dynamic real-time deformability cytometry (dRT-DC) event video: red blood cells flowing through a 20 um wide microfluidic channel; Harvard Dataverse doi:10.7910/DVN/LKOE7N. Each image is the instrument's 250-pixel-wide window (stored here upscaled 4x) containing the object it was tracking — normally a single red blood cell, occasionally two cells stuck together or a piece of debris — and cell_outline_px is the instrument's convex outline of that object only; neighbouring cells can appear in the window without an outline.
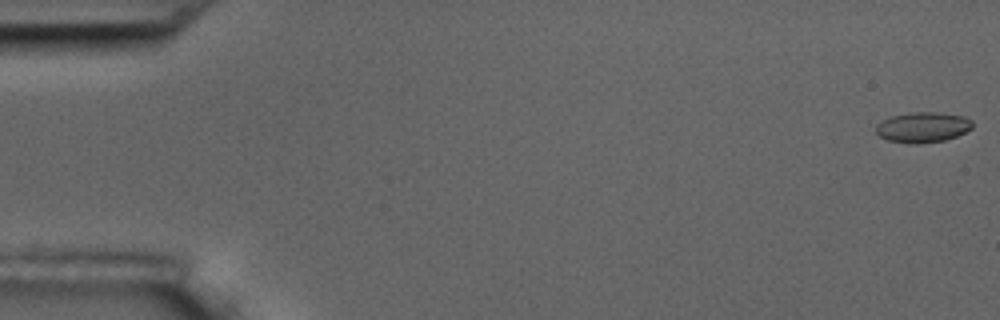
{"species": "common noctule bat (a hibernating species)", "species_latin": "Nyctalus noctula", "temperature_condition": "room temperature", "stored_images_in_passage": 6, "camera_frame_rate_fps": 3000, "um_per_image_px": 0.085, "animal": {"sex": "male", "body_mass_g": 17.5, "forearm_length_mm": 52.3}, "frame": {"image": 1, "passage_image": 1, "time_ms": 0.0, "image_size_px": [1000, 320], "cell_outline_px": [[972, 128], [956, 136], [944, 140], [916, 144], [912, 144], [888, 140], [880, 136], [876, 132], [876, 124], [892, 116], [912, 112], [936, 112], [964, 116], [972, 120]], "centroid_in_image_um": [78.44, 10.81], "position_along_channel_um": 6.6, "area_um2": 16.94}}
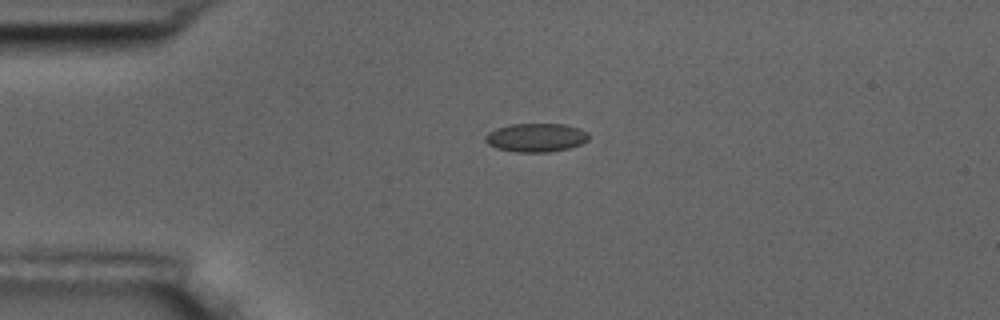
{"frame": {"image": 2, "passage_image": 5, "time_ms": 4.333, "image_size_px": [1000, 320], "cell_outline_px": [[588, 140], [580, 144], [568, 148], [548, 152], [516, 152], [496, 148], [488, 144], [484, 140], [484, 136], [488, 132], [496, 128], [508, 124], [564, 124], [580, 128], [588, 132]], "centroid_in_image_um": [45.53, 11.68], "position_along_channel_um": 39.5, "area_um2": 17.34}}